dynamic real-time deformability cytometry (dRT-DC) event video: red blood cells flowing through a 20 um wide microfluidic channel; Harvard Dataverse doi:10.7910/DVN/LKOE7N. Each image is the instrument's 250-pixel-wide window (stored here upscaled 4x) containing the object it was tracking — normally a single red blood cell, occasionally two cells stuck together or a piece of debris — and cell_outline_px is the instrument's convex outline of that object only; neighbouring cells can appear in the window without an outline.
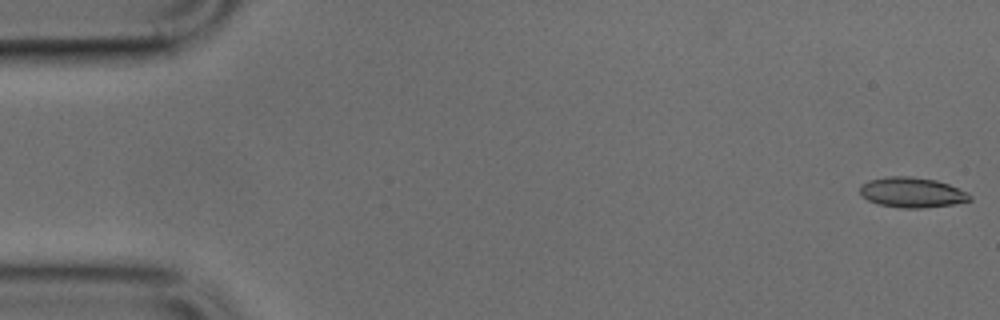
{"species": "common noctule bat (a hibernating species)", "species_latin": "Nyctalus noctula", "temperature_condition": "cold", "stored_images_in_passage": 49, "camera_frame_rate_fps": 3000, "um_per_image_px": 0.085, "animal": {"sex": "male", "body_mass_g": 17.9, "forearm_length_mm": 54.2}, "frame": {"image": 1, "passage_image": 1, "time_ms": 0.0, "image_size_px": [1000, 320], "cell_outline_px": [[972, 200], [952, 204], [920, 208], [900, 208], [880, 204], [868, 200], [860, 192], [860, 184], [868, 180], [884, 176], [912, 176], [936, 180], [948, 184], [968, 192], [972, 196]], "centroid_in_image_um": [77.52, 16.34], "position_along_channel_um": 7.5, "area_um2": 19.36}}
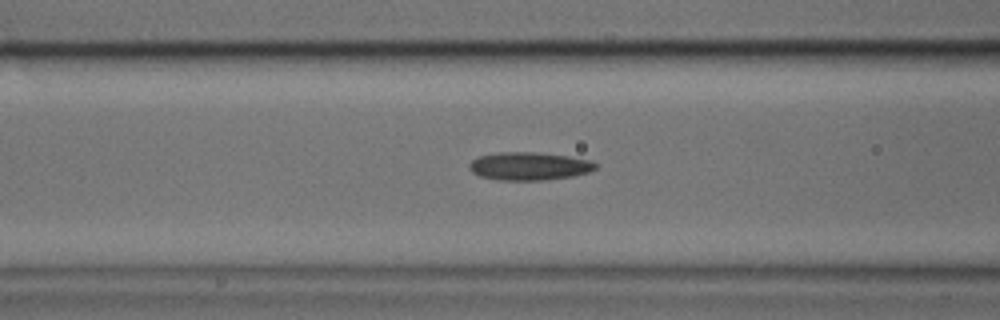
{"frame": {"image": 2, "passage_image": 19, "time_ms": 6.0, "image_size_px": [1000, 320], "cell_outline_px": [[596, 168], [588, 172], [572, 176], [544, 180], [496, 180], [480, 176], [472, 172], [468, 168], [468, 164], [472, 160], [480, 156], [500, 152], [532, 152], [568, 156], [592, 160], [596, 164]], "centroid_in_image_um": [44.96, 14.12], "position_along_channel_um": 121.6, "area_um2": 20.58}}
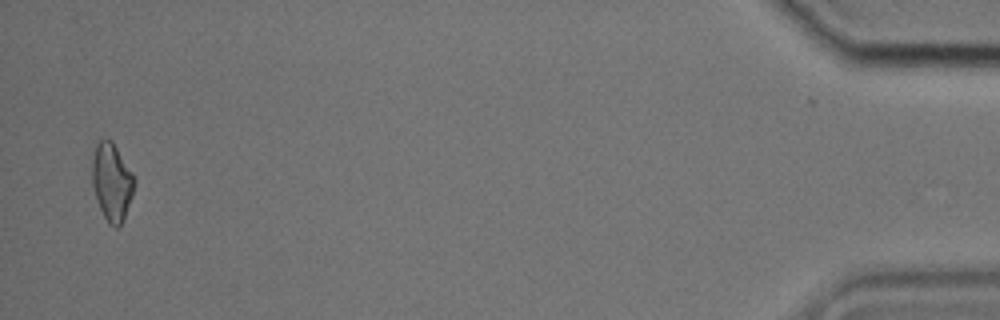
{"frame": {"image": 3, "passage_image": 48, "time_ms": 15.667, "image_size_px": [1000, 320], "cell_outline_px": [[136, 180], [132, 196], [124, 220], [120, 228], [116, 228], [108, 224], [100, 208], [92, 184], [92, 160], [96, 144], [100, 140], [112, 140], [132, 172]], "centroid_in_image_um": [9.52, 15.5], "position_along_channel_um": 425.7, "area_um2": 19.13}}